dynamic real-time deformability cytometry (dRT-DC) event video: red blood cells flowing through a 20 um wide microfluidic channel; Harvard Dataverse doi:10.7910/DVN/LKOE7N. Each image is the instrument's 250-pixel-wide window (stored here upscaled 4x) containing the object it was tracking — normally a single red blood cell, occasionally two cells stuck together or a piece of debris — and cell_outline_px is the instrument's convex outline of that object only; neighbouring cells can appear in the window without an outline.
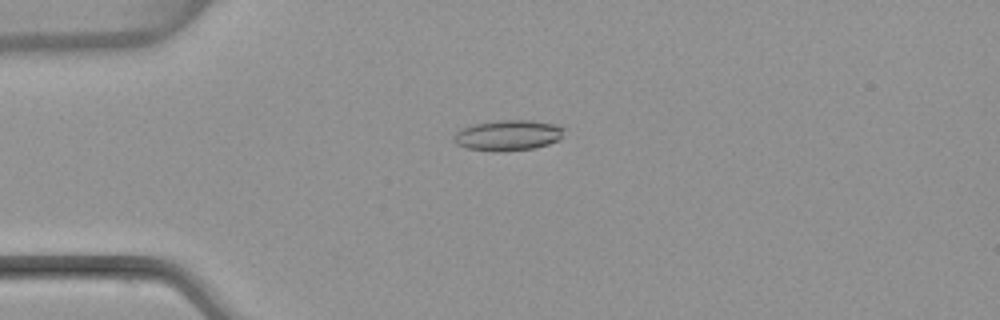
{"species": "common noctule bat (a hibernating species)", "species_latin": "Nyctalus noctula", "temperature_condition": "warm", "stored_images_in_passage": 52, "camera_frame_rate_fps": 3000, "um_per_image_px": 0.085, "animal": {"sex": "female", "body_mass_g": 22.7, "forearm_length_mm": 54.2}, "frame": {"image": 1, "passage_image": 13, "time_ms": 4.0, "image_size_px": [1000, 320], "cell_outline_px": [[564, 128], [560, 140], [548, 144], [532, 148], [500, 152], [464, 148], [456, 144], [452, 140], [452, 136], [460, 128], [472, 124], [500, 120], [532, 120], [556, 124]], "centroid_in_image_um": [43.13, 11.5], "position_along_channel_um": 41.9, "area_um2": 19.88}}
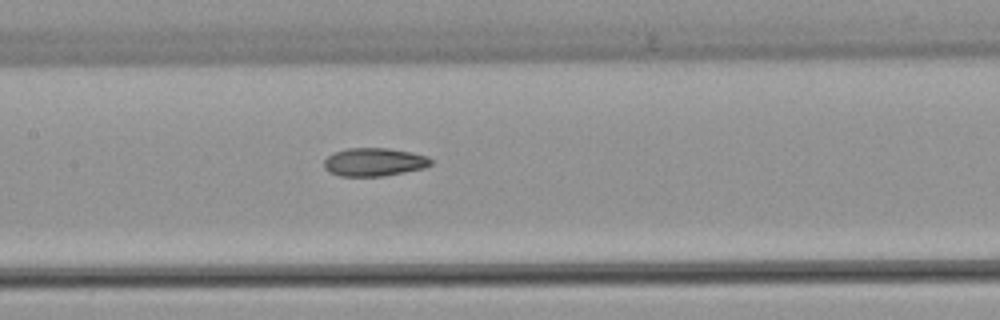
{"frame": {"image": 2, "passage_image": 25, "time_ms": 8.0, "image_size_px": [1000, 320], "cell_outline_px": [[432, 164], [424, 168], [404, 172], [380, 176], [340, 176], [328, 172], [324, 168], [324, 160], [332, 152], [348, 148], [388, 148], [412, 152], [428, 156], [432, 160]], "centroid_in_image_um": [31.79, 13.76], "position_along_channel_um": 175.6, "area_um2": 17.69}}
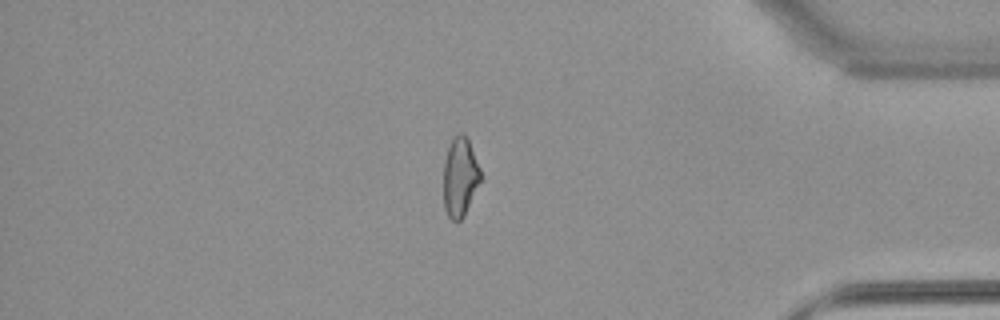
{"frame": {"image": 3, "passage_image": 44, "time_ms": 14.333, "image_size_px": [1000, 320], "cell_outline_px": [[480, 180], [464, 216], [460, 220], [452, 220], [448, 216], [444, 208], [444, 160], [448, 148], [456, 132], [460, 132], [468, 140], [480, 168]], "centroid_in_image_um": [39.08, 15.04], "position_along_channel_um": 396.1, "area_um2": 16.76}, "authors_computed_cell_mechanics": {"area_um2": 18.2937, "velocity_mm_per_s": 3.9732, "shape_relaxation_time_tau1_ms": null, "shape_relaxation_time_tau2_ms": 2.3648, "deformation_change_tau1": null, "deformation_change_tau2": 0.0971}}